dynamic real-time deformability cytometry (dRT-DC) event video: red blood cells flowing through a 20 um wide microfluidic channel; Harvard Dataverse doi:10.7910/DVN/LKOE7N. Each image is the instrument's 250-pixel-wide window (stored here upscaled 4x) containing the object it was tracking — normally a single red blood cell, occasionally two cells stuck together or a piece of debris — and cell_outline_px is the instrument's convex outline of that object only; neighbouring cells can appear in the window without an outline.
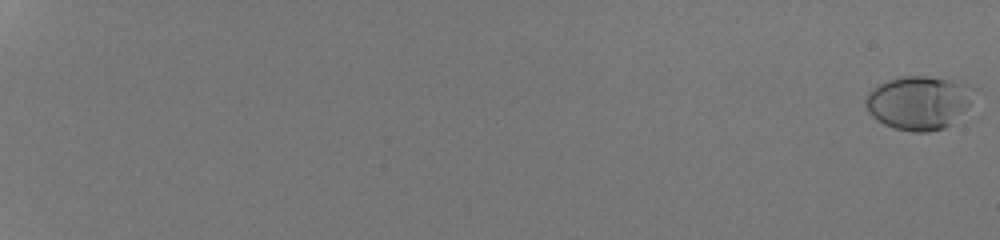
{"species": "human", "species_latin": "Homo sapiens", "temperature_condition": "room temperature", "stored_images_in_passage": 54, "camera_frame_rate_fps": 3000, "um_per_image_px": 0.085, "donor": {"sex": "male"}, "frame": {"image": 1, "passage_image": 1, "time_ms": 0.0, "image_size_px": [1000, 240], "cell_outline_px": [[984, 92], [952, 124], [944, 128], [928, 132], [912, 132], [896, 128], [884, 124], [876, 120], [868, 112], [864, 100], [868, 92], [880, 84], [888, 80], [904, 76], [928, 76], [968, 84], [980, 88]], "centroid_in_image_um": [78.22, 8.72], "position_along_channel_um": 6.8, "area_um2": 34.8}}
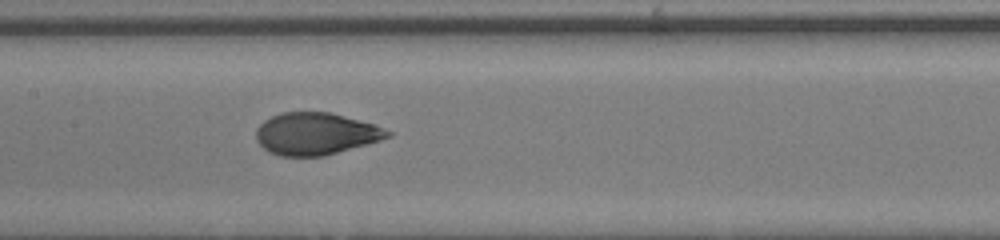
{"frame": {"image": 2, "passage_image": 33, "time_ms": 10.667, "image_size_px": [1000, 240], "cell_outline_px": [[396, 132], [392, 136], [380, 140], [324, 156], [280, 156], [268, 152], [256, 140], [256, 128], [264, 120], [280, 112], [328, 112], [372, 124]], "centroid_in_image_um": [26.82, 11.37], "position_along_channel_um": 180.6, "area_um2": 32.19}}
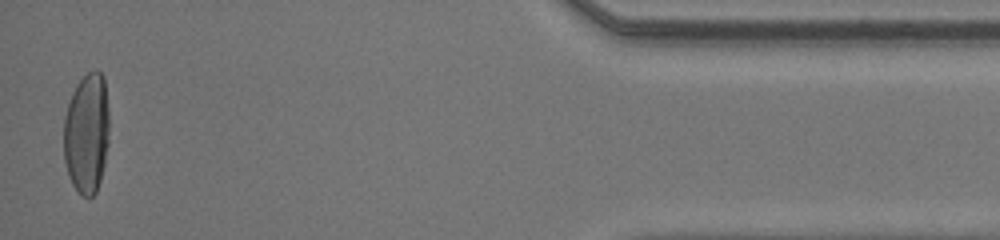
{"frame": {"image": 3, "passage_image": 54, "time_ms": 17.667, "image_size_px": [1000, 240], "cell_outline_px": [[108, 144], [104, 164], [100, 180], [96, 192], [92, 196], [80, 196], [76, 192], [68, 176], [64, 160], [64, 116], [72, 92], [76, 84], [88, 72], [96, 68], [104, 76], [108, 108]], "centroid_in_image_um": [7.36, 11.33], "position_along_channel_um": 427.8, "area_um2": 32.31}, "authors_computed_cell_mechanics": {"area_um2": 32.1946, "velocity_mm_per_s": 4.3099, "shape_relaxation_time_tau1_ms": 5.4454, "shape_relaxation_time_tau2_ms": null, "deformation_change_tau1": 0.2554, "deformation_change_tau2": null}}